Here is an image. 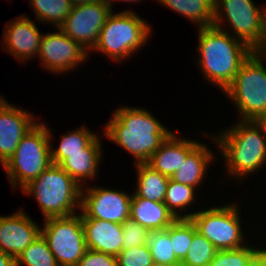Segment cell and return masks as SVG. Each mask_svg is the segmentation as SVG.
<instances>
[{"label":"cell","instance_id":"1","mask_svg":"<svg viewBox=\"0 0 266 266\" xmlns=\"http://www.w3.org/2000/svg\"><path fill=\"white\" fill-rule=\"evenodd\" d=\"M105 136L127 150L136 163H146L172 131L143 108H118L106 124Z\"/></svg>","mask_w":266,"mask_h":266},{"label":"cell","instance_id":"2","mask_svg":"<svg viewBox=\"0 0 266 266\" xmlns=\"http://www.w3.org/2000/svg\"><path fill=\"white\" fill-rule=\"evenodd\" d=\"M198 64L205 79L224 90L232 83L241 64L254 51L243 41L215 26L198 28Z\"/></svg>","mask_w":266,"mask_h":266},{"label":"cell","instance_id":"3","mask_svg":"<svg viewBox=\"0 0 266 266\" xmlns=\"http://www.w3.org/2000/svg\"><path fill=\"white\" fill-rule=\"evenodd\" d=\"M221 133L213 140L220 147L230 176L244 178L266 163V136L254 120H239Z\"/></svg>","mask_w":266,"mask_h":266},{"label":"cell","instance_id":"4","mask_svg":"<svg viewBox=\"0 0 266 266\" xmlns=\"http://www.w3.org/2000/svg\"><path fill=\"white\" fill-rule=\"evenodd\" d=\"M82 188L85 187H81L59 165L51 164L22 190L26 195L36 197L46 219L74 215L75 209L81 207Z\"/></svg>","mask_w":266,"mask_h":266},{"label":"cell","instance_id":"5","mask_svg":"<svg viewBox=\"0 0 266 266\" xmlns=\"http://www.w3.org/2000/svg\"><path fill=\"white\" fill-rule=\"evenodd\" d=\"M52 134L45 123H37L19 142L15 153L3 165L12 187L22 189L51 164Z\"/></svg>","mask_w":266,"mask_h":266},{"label":"cell","instance_id":"6","mask_svg":"<svg viewBox=\"0 0 266 266\" xmlns=\"http://www.w3.org/2000/svg\"><path fill=\"white\" fill-rule=\"evenodd\" d=\"M266 51H253L224 90L241 113L240 120H256L266 113ZM265 55V56H263Z\"/></svg>","mask_w":266,"mask_h":266},{"label":"cell","instance_id":"7","mask_svg":"<svg viewBox=\"0 0 266 266\" xmlns=\"http://www.w3.org/2000/svg\"><path fill=\"white\" fill-rule=\"evenodd\" d=\"M151 26L136 12L124 10L111 13L102 27L93 50L109 56L113 60H122L136 53L146 43Z\"/></svg>","mask_w":266,"mask_h":266},{"label":"cell","instance_id":"8","mask_svg":"<svg viewBox=\"0 0 266 266\" xmlns=\"http://www.w3.org/2000/svg\"><path fill=\"white\" fill-rule=\"evenodd\" d=\"M260 10L252 0H215L213 26L223 30L220 22H224L225 13L235 31L234 38L254 51H266L265 11Z\"/></svg>","mask_w":266,"mask_h":266},{"label":"cell","instance_id":"9","mask_svg":"<svg viewBox=\"0 0 266 266\" xmlns=\"http://www.w3.org/2000/svg\"><path fill=\"white\" fill-rule=\"evenodd\" d=\"M42 236L59 266H77L87 250L81 214L44 219Z\"/></svg>","mask_w":266,"mask_h":266},{"label":"cell","instance_id":"10","mask_svg":"<svg viewBox=\"0 0 266 266\" xmlns=\"http://www.w3.org/2000/svg\"><path fill=\"white\" fill-rule=\"evenodd\" d=\"M196 230L217 250H231L245 246L236 204L212 207L190 214Z\"/></svg>","mask_w":266,"mask_h":266},{"label":"cell","instance_id":"11","mask_svg":"<svg viewBox=\"0 0 266 266\" xmlns=\"http://www.w3.org/2000/svg\"><path fill=\"white\" fill-rule=\"evenodd\" d=\"M112 12L103 0L73 6L59 28L89 52L96 45L100 31Z\"/></svg>","mask_w":266,"mask_h":266},{"label":"cell","instance_id":"12","mask_svg":"<svg viewBox=\"0 0 266 266\" xmlns=\"http://www.w3.org/2000/svg\"><path fill=\"white\" fill-rule=\"evenodd\" d=\"M87 190V191H86ZM81 190V214L85 218L122 224L130 218L132 196L123 191L89 187ZM85 191V192H84Z\"/></svg>","mask_w":266,"mask_h":266},{"label":"cell","instance_id":"13","mask_svg":"<svg viewBox=\"0 0 266 266\" xmlns=\"http://www.w3.org/2000/svg\"><path fill=\"white\" fill-rule=\"evenodd\" d=\"M59 32L42 36L38 58L41 65L50 72L63 73L75 68L86 60L88 51L68 37L60 28Z\"/></svg>","mask_w":266,"mask_h":266},{"label":"cell","instance_id":"14","mask_svg":"<svg viewBox=\"0 0 266 266\" xmlns=\"http://www.w3.org/2000/svg\"><path fill=\"white\" fill-rule=\"evenodd\" d=\"M30 113L12 106L0 96V162L15 153L20 140L37 124Z\"/></svg>","mask_w":266,"mask_h":266},{"label":"cell","instance_id":"15","mask_svg":"<svg viewBox=\"0 0 266 266\" xmlns=\"http://www.w3.org/2000/svg\"><path fill=\"white\" fill-rule=\"evenodd\" d=\"M41 234V227L19 210L0 216V250L15 260Z\"/></svg>","mask_w":266,"mask_h":266},{"label":"cell","instance_id":"16","mask_svg":"<svg viewBox=\"0 0 266 266\" xmlns=\"http://www.w3.org/2000/svg\"><path fill=\"white\" fill-rule=\"evenodd\" d=\"M4 29V50L15 56L16 59L26 61L29 57L38 54L42 36L34 22L28 16H21L15 21L8 22Z\"/></svg>","mask_w":266,"mask_h":266},{"label":"cell","instance_id":"17","mask_svg":"<svg viewBox=\"0 0 266 266\" xmlns=\"http://www.w3.org/2000/svg\"><path fill=\"white\" fill-rule=\"evenodd\" d=\"M87 249L117 256L123 250L122 224L85 218L81 214Z\"/></svg>","mask_w":266,"mask_h":266},{"label":"cell","instance_id":"18","mask_svg":"<svg viewBox=\"0 0 266 266\" xmlns=\"http://www.w3.org/2000/svg\"><path fill=\"white\" fill-rule=\"evenodd\" d=\"M198 144V141L178 139L174 133H171L146 164L153 170L171 178L180 168L186 156Z\"/></svg>","mask_w":266,"mask_h":266},{"label":"cell","instance_id":"19","mask_svg":"<svg viewBox=\"0 0 266 266\" xmlns=\"http://www.w3.org/2000/svg\"><path fill=\"white\" fill-rule=\"evenodd\" d=\"M99 139L97 136L83 152L65 153V159L59 164L81 187L83 180L91 179L98 173V164L102 158Z\"/></svg>","mask_w":266,"mask_h":266},{"label":"cell","instance_id":"20","mask_svg":"<svg viewBox=\"0 0 266 266\" xmlns=\"http://www.w3.org/2000/svg\"><path fill=\"white\" fill-rule=\"evenodd\" d=\"M131 195L130 218L150 232L165 230L177 219L164 203Z\"/></svg>","mask_w":266,"mask_h":266},{"label":"cell","instance_id":"21","mask_svg":"<svg viewBox=\"0 0 266 266\" xmlns=\"http://www.w3.org/2000/svg\"><path fill=\"white\" fill-rule=\"evenodd\" d=\"M211 150L199 144L186 156L181 163L180 168L171 177L175 182L190 185L192 187L200 186L204 175L206 174L209 163L212 162L214 156ZM211 161V162H210Z\"/></svg>","mask_w":266,"mask_h":266},{"label":"cell","instance_id":"22","mask_svg":"<svg viewBox=\"0 0 266 266\" xmlns=\"http://www.w3.org/2000/svg\"><path fill=\"white\" fill-rule=\"evenodd\" d=\"M137 171V189L134 194L155 202H164L166 187L170 177L153 170L146 163H135Z\"/></svg>","mask_w":266,"mask_h":266},{"label":"cell","instance_id":"23","mask_svg":"<svg viewBox=\"0 0 266 266\" xmlns=\"http://www.w3.org/2000/svg\"><path fill=\"white\" fill-rule=\"evenodd\" d=\"M159 3L169 7L189 18L199 28L213 26L215 14V0H158Z\"/></svg>","mask_w":266,"mask_h":266},{"label":"cell","instance_id":"24","mask_svg":"<svg viewBox=\"0 0 266 266\" xmlns=\"http://www.w3.org/2000/svg\"><path fill=\"white\" fill-rule=\"evenodd\" d=\"M96 134L91 133L88 129L80 127L78 130L71 131L69 134L62 136L58 148L52 149V164L59 165L65 159V153L83 152L95 138Z\"/></svg>","mask_w":266,"mask_h":266},{"label":"cell","instance_id":"25","mask_svg":"<svg viewBox=\"0 0 266 266\" xmlns=\"http://www.w3.org/2000/svg\"><path fill=\"white\" fill-rule=\"evenodd\" d=\"M194 189L196 188L190 185L175 182L171 178L169 179L163 203L168 207V210L175 218L190 219V213L182 215L180 213L178 214V210L181 209V211L184 212V210L191 205V202H193L195 197ZM176 208L179 209L177 210Z\"/></svg>","mask_w":266,"mask_h":266},{"label":"cell","instance_id":"26","mask_svg":"<svg viewBox=\"0 0 266 266\" xmlns=\"http://www.w3.org/2000/svg\"><path fill=\"white\" fill-rule=\"evenodd\" d=\"M15 262L16 266H59L42 234L18 256Z\"/></svg>","mask_w":266,"mask_h":266},{"label":"cell","instance_id":"27","mask_svg":"<svg viewBox=\"0 0 266 266\" xmlns=\"http://www.w3.org/2000/svg\"><path fill=\"white\" fill-rule=\"evenodd\" d=\"M39 21L55 24L57 28L72 10L70 0H30Z\"/></svg>","mask_w":266,"mask_h":266},{"label":"cell","instance_id":"28","mask_svg":"<svg viewBox=\"0 0 266 266\" xmlns=\"http://www.w3.org/2000/svg\"><path fill=\"white\" fill-rule=\"evenodd\" d=\"M218 250L201 235L193 223V241L180 266H209Z\"/></svg>","mask_w":266,"mask_h":266},{"label":"cell","instance_id":"29","mask_svg":"<svg viewBox=\"0 0 266 266\" xmlns=\"http://www.w3.org/2000/svg\"><path fill=\"white\" fill-rule=\"evenodd\" d=\"M148 246L153 262H160L172 266H180L170 241V226L165 230L151 231Z\"/></svg>","mask_w":266,"mask_h":266},{"label":"cell","instance_id":"30","mask_svg":"<svg viewBox=\"0 0 266 266\" xmlns=\"http://www.w3.org/2000/svg\"><path fill=\"white\" fill-rule=\"evenodd\" d=\"M261 249L243 246L231 250H218L209 266H252Z\"/></svg>","mask_w":266,"mask_h":266},{"label":"cell","instance_id":"31","mask_svg":"<svg viewBox=\"0 0 266 266\" xmlns=\"http://www.w3.org/2000/svg\"><path fill=\"white\" fill-rule=\"evenodd\" d=\"M170 241L176 258L182 262L193 241V222L191 219H176L170 225Z\"/></svg>","mask_w":266,"mask_h":266},{"label":"cell","instance_id":"32","mask_svg":"<svg viewBox=\"0 0 266 266\" xmlns=\"http://www.w3.org/2000/svg\"><path fill=\"white\" fill-rule=\"evenodd\" d=\"M123 250L148 244L150 231L128 218L122 223Z\"/></svg>","mask_w":266,"mask_h":266},{"label":"cell","instance_id":"33","mask_svg":"<svg viewBox=\"0 0 266 266\" xmlns=\"http://www.w3.org/2000/svg\"><path fill=\"white\" fill-rule=\"evenodd\" d=\"M116 257L117 266H152L153 264L148 244L122 250Z\"/></svg>","mask_w":266,"mask_h":266},{"label":"cell","instance_id":"34","mask_svg":"<svg viewBox=\"0 0 266 266\" xmlns=\"http://www.w3.org/2000/svg\"><path fill=\"white\" fill-rule=\"evenodd\" d=\"M77 266H117V257L87 249Z\"/></svg>","mask_w":266,"mask_h":266},{"label":"cell","instance_id":"35","mask_svg":"<svg viewBox=\"0 0 266 266\" xmlns=\"http://www.w3.org/2000/svg\"><path fill=\"white\" fill-rule=\"evenodd\" d=\"M0 266H16L15 259L0 250Z\"/></svg>","mask_w":266,"mask_h":266},{"label":"cell","instance_id":"36","mask_svg":"<svg viewBox=\"0 0 266 266\" xmlns=\"http://www.w3.org/2000/svg\"><path fill=\"white\" fill-rule=\"evenodd\" d=\"M255 122L261 127L264 135L266 136V113L261 114Z\"/></svg>","mask_w":266,"mask_h":266},{"label":"cell","instance_id":"37","mask_svg":"<svg viewBox=\"0 0 266 266\" xmlns=\"http://www.w3.org/2000/svg\"><path fill=\"white\" fill-rule=\"evenodd\" d=\"M258 260L261 262L262 266H266V249L260 250Z\"/></svg>","mask_w":266,"mask_h":266},{"label":"cell","instance_id":"38","mask_svg":"<svg viewBox=\"0 0 266 266\" xmlns=\"http://www.w3.org/2000/svg\"><path fill=\"white\" fill-rule=\"evenodd\" d=\"M97 0H70L73 6L83 5L91 2H96Z\"/></svg>","mask_w":266,"mask_h":266},{"label":"cell","instance_id":"39","mask_svg":"<svg viewBox=\"0 0 266 266\" xmlns=\"http://www.w3.org/2000/svg\"><path fill=\"white\" fill-rule=\"evenodd\" d=\"M103 1L112 9L111 4L114 2V0H103ZM115 1L135 2V1H140V0H115Z\"/></svg>","mask_w":266,"mask_h":266},{"label":"cell","instance_id":"40","mask_svg":"<svg viewBox=\"0 0 266 266\" xmlns=\"http://www.w3.org/2000/svg\"><path fill=\"white\" fill-rule=\"evenodd\" d=\"M152 266H172V265H168V264H164L160 262H153Z\"/></svg>","mask_w":266,"mask_h":266},{"label":"cell","instance_id":"41","mask_svg":"<svg viewBox=\"0 0 266 266\" xmlns=\"http://www.w3.org/2000/svg\"><path fill=\"white\" fill-rule=\"evenodd\" d=\"M252 266H262V265H261V262L257 260Z\"/></svg>","mask_w":266,"mask_h":266}]
</instances>
